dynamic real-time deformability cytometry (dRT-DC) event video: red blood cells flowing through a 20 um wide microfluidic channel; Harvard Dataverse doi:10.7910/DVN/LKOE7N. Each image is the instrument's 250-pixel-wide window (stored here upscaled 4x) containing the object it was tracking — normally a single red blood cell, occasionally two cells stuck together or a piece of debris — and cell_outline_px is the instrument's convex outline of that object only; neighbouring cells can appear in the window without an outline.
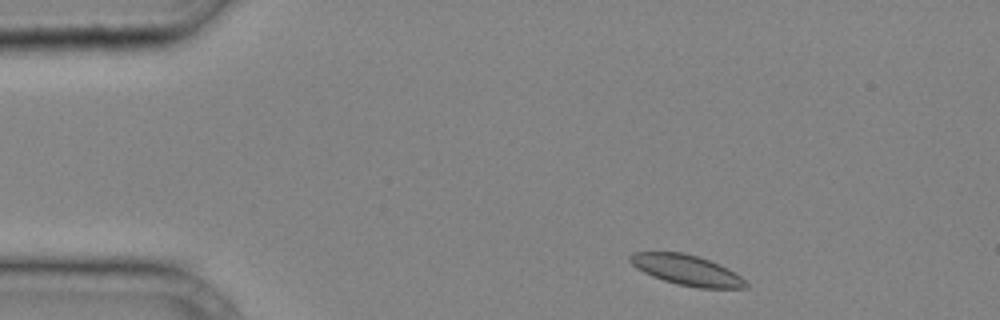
{"species": "common noctule bat (a hibernating species)", "species_latin": "Nyctalus noctula", "temperature_condition": "cold", "stored_images_in_passage": 33, "camera_frame_rate_fps": 3000, "um_per_image_px": 0.085, "animal": {"sex": "male", "body_mass_g": 20.4}, "frame": {"image": 1, "passage_image": 1, "time_ms": 0.0, "image_size_px": [1000, 320], "cell_outline_px": [[748, 288], [696, 288], [676, 284], [652, 276], [636, 268], [628, 260], [628, 256], [632, 252], [684, 252], [708, 260], [728, 268], [740, 276], [748, 284]], "centroid_in_image_um": [58.35, 22.96], "position_along_channel_um": 26.7, "area_um2": 20.46}}
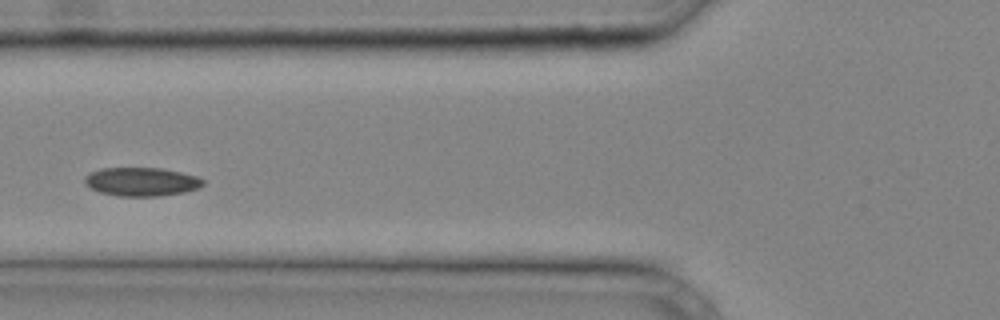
{"frame": {"image": 2, "passage_image": 10, "time_ms": 3.0, "image_size_px": [1000, 320], "cell_outline_px": [[204, 184], [196, 188], [184, 192], [160, 196], [116, 196], [100, 192], [92, 188], [84, 180], [84, 176], [100, 168], [160, 168], [200, 176], [204, 180]], "centroid_in_image_um": [12.05, 15.44], "position_along_channel_um": 113.7, "area_um2": 19.65}}
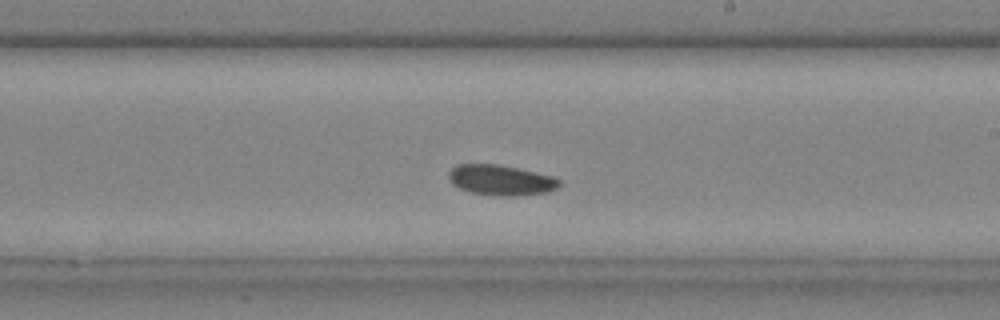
{"frame": {"image": 3, "passage_image": 18, "time_ms": 5.667, "image_size_px": [1000, 320], "cell_outline_px": [[560, 184], [556, 188], [548, 192], [516, 196], [500, 196], [468, 192], [452, 184], [448, 176], [448, 172], [456, 164], [500, 164], [552, 176], [560, 180]], "centroid_in_image_um": [42.55, 15.31], "position_along_channel_um": 246.5, "area_um2": 19.65}}